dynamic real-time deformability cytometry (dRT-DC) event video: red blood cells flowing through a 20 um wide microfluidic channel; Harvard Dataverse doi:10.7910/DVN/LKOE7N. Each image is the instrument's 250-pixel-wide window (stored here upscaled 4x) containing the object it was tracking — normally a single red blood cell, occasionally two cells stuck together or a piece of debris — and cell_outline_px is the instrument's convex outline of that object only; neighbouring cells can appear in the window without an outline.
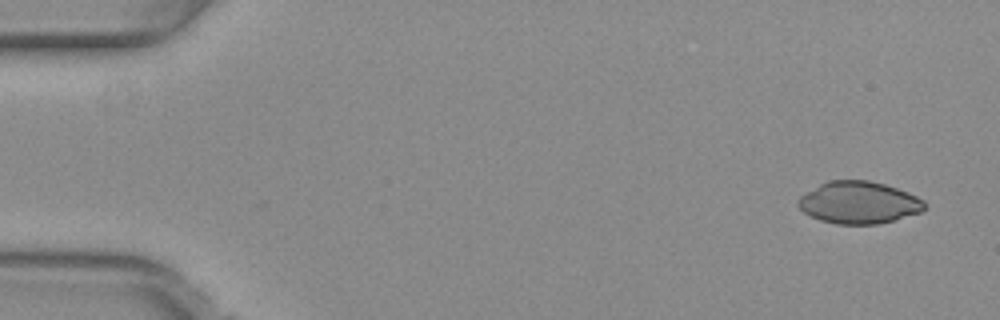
{"species": "common noctule bat (a hibernating species)", "species_latin": "Nyctalus noctula", "temperature_condition": "warm", "stored_images_in_passage": 50, "camera_frame_rate_fps": 3000, "um_per_image_px": 0.085, "animal": {"sex": "female", "body_mass_g": 29.2, "forearm_length_mm": 56.3}, "frame": {"image": 1, "passage_image": 1, "time_ms": 0.0, "image_size_px": [1000, 320], "cell_outline_px": [[924, 208], [920, 212], [880, 224], [836, 224], [820, 220], [804, 212], [796, 204], [796, 200], [800, 196], [820, 184], [828, 180], [868, 180], [884, 184], [908, 192], [924, 200]], "centroid_in_image_um": [72.97, 17.22], "position_along_channel_um": 12.0, "area_um2": 30.92}}